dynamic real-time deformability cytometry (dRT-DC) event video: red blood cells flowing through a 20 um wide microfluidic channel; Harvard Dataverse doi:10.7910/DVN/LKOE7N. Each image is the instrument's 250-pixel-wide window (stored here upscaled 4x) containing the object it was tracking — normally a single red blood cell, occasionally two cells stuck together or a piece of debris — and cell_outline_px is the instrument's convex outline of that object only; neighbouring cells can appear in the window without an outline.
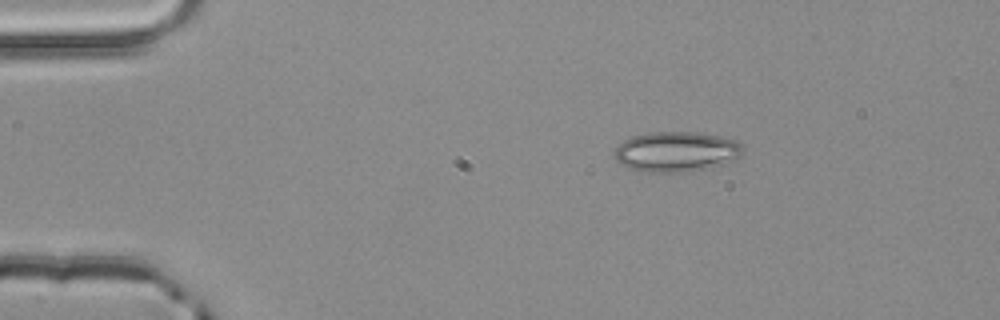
{"species": "common noctule bat (a hibernating species)", "species_latin": "Nyctalus noctula", "temperature_condition": "room temperature", "stored_images_in_passage": 3, "camera_frame_rate_fps": 3000, "um_per_image_px": 0.085, "animal": {"sex": "male", "body_mass_g": 20.4}, "frame": {"image": 1, "passage_image": 1, "time_ms": 0.0, "image_size_px": [1000, 320], "cell_outline_px": [[740, 156], [732, 160], [692, 172], [648, 172], [628, 168], [620, 164], [616, 160], [616, 148], [624, 140], [632, 136], [652, 132], [696, 132], [720, 136], [736, 140], [740, 144]], "centroid_in_image_um": [57.45, 12.89], "position_along_channel_um": 27.6, "area_um2": 29.71}}